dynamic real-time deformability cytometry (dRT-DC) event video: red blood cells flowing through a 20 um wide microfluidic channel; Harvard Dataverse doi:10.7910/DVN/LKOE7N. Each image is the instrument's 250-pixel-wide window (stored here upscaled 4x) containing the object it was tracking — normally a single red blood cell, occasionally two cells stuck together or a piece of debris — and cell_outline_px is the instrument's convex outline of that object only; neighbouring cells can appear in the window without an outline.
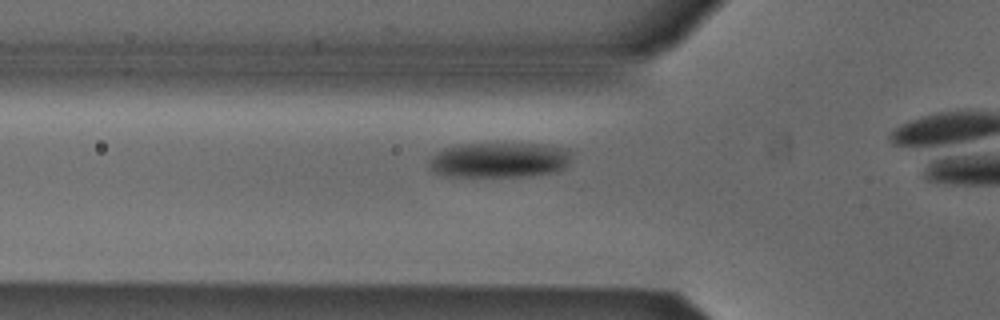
{"species": "Egyptian fruit bat (a non-hibernating species)", "species_latin": "Rousettus aegyptiacus", "temperature_condition": "cold", "stored_images_in_passage": 23, "camera_frame_rate_fps": 3000, "um_per_image_px": 0.085, "animal": {"sex": "male"}, "frame": {"image": 1, "passage_image": 8, "time_ms": 2.333, "image_size_px": [1000, 320], "cell_outline_px": [[572, 152], [568, 164], [560, 172], [532, 176], [448, 176], [436, 172], [428, 168], [428, 160], [432, 156], [444, 148], [460, 144], [540, 144], [560, 148]], "centroid_in_image_um": [42.44, 13.61], "position_along_channel_um": 83.4, "area_um2": 29.25}}
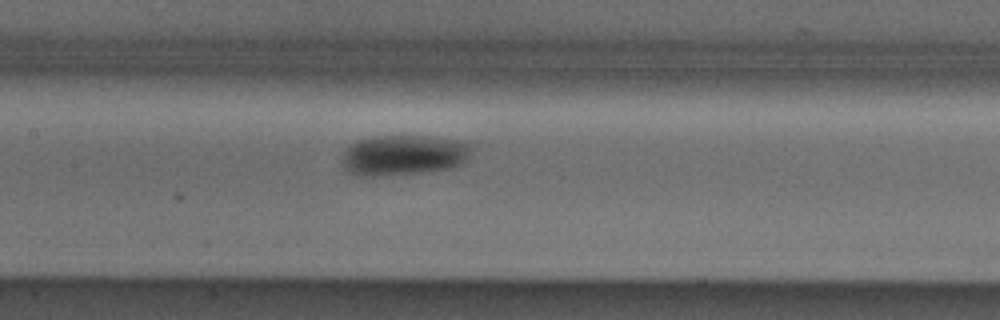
{"frame": {"image": 2, "passage_image": 15, "time_ms": 4.667, "image_size_px": [1000, 320], "cell_outline_px": [[472, 148], [468, 160], [460, 164], [448, 168], [424, 172], [392, 176], [368, 176], [348, 172], [344, 168], [344, 152], [348, 144], [356, 140], [372, 136], [428, 136], [464, 140]], "centroid_in_image_um": [34.32, 13.17], "position_along_channel_um": 173.1, "area_um2": 30.81}}
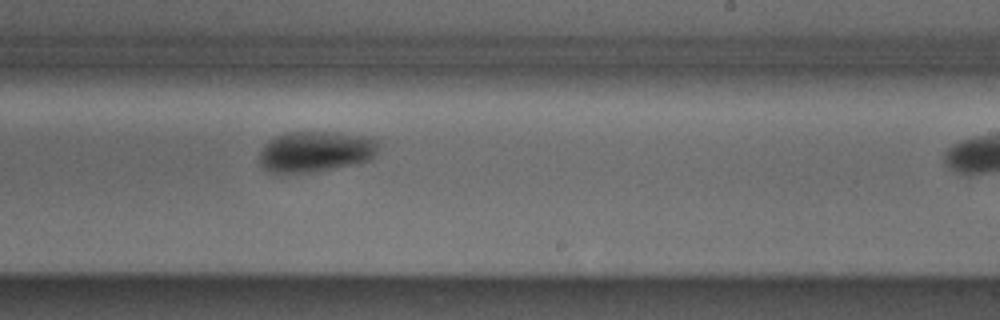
{"frame": {"image": 3, "passage_image": 22, "time_ms": 7.0, "image_size_px": [1000, 320], "cell_outline_px": [[376, 152], [372, 160], [352, 164], [308, 172], [268, 172], [260, 164], [260, 152], [264, 144], [268, 140], [284, 132], [340, 132], [368, 136], [376, 140]], "centroid_in_image_um": [26.8, 12.85], "position_along_channel_um": 262.2, "area_um2": 28.15}}